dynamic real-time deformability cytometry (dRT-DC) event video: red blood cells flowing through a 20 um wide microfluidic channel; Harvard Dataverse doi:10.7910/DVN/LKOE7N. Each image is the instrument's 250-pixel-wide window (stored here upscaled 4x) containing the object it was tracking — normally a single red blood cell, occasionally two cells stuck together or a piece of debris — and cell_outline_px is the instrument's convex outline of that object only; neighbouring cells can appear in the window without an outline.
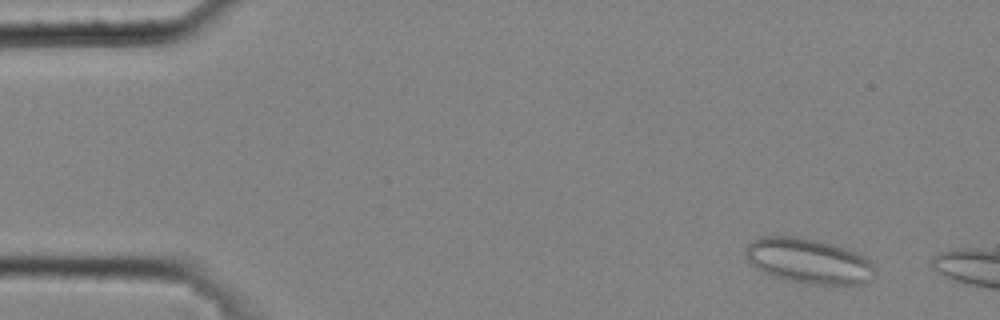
{"species": "common noctule bat (a hibernating species)", "species_latin": "Nyctalus noctula", "temperature_condition": "cold", "stored_images_in_passage": 8, "camera_frame_rate_fps": 3000, "um_per_image_px": 0.085, "animal": {"sex": "male", "body_mass_g": 20.4}, "frame": {"image": 1, "passage_image": 4, "time_ms": 1.0, "image_size_px": [1000, 320], "cell_outline_px": [[872, 268], [868, 280], [864, 284], [844, 288], [808, 284], [784, 280], [772, 276], [756, 268], [748, 260], [744, 252], [748, 244], [752, 240], [764, 236], [800, 236], [832, 244], [856, 252], [864, 256], [872, 264]], "centroid_in_image_um": [68.72, 22.22], "position_along_channel_um": 16.3, "area_um2": 34.51}}